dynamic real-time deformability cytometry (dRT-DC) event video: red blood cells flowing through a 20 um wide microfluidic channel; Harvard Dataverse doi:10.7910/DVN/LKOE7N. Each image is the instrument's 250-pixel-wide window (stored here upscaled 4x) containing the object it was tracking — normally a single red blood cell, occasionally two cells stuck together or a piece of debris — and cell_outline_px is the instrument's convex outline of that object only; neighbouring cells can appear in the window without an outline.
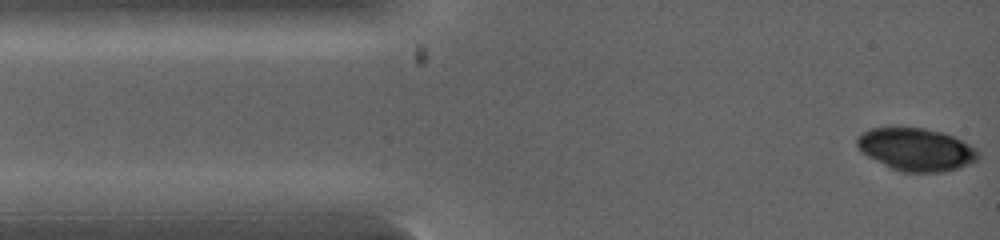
{"species": "common noctule bat (a hibernating species)", "species_latin": "Nyctalus noctula", "temperature_condition": "warm", "stored_images_in_passage": 8, "camera_frame_rate_fps": 5000, "um_per_image_px": 0.085, "animal": {"sex": "female", "body_mass_g": 19.0, "forearm_length_mm": 53.3}, "frame": {"image": 1, "passage_image": 1, "time_ms": 0.0, "image_size_px": [1000, 240], "cell_outline_px": [[980, 156], [976, 160], [968, 164], [944, 172], [904, 172], [892, 168], [868, 156], [856, 144], [856, 140], [864, 132], [872, 128], [924, 128], [944, 132], [976, 148], [980, 152]], "centroid_in_image_um": [77.91, 12.7], "position_along_channel_um": 7.1, "area_um2": 29.65}}